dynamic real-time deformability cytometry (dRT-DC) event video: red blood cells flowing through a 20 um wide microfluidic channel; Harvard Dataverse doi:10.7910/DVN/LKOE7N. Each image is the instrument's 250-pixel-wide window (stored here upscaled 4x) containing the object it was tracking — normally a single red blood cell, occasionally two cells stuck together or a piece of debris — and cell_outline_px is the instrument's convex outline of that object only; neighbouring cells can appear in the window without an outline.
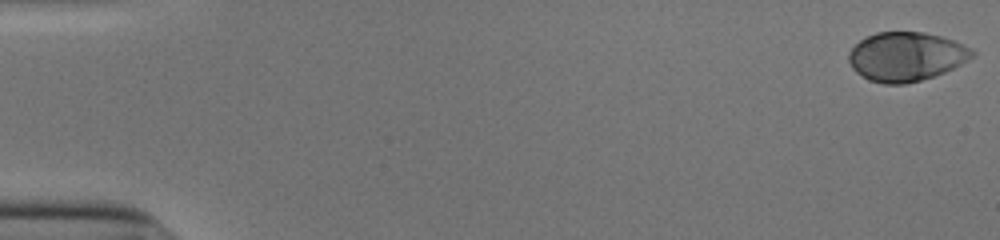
{"species": "human", "species_latin": "Homo sapiens", "temperature_condition": "cold", "stored_images_in_passage": 45, "camera_frame_rate_fps": 3000, "um_per_image_px": 0.085, "donor": {"sex": "male"}, "frame": {"image": 1, "passage_image": 1, "time_ms": 0.0, "image_size_px": [1000, 240], "cell_outline_px": [[976, 56], [944, 72], [920, 80], [904, 84], [884, 84], [868, 80], [856, 72], [852, 68], [848, 60], [848, 52], [860, 40], [876, 32], [924, 32], [940, 36], [964, 44], [972, 48], [976, 52]], "centroid_in_image_um": [77.02, 4.81], "position_along_channel_um": 8.0, "area_um2": 35.32}}
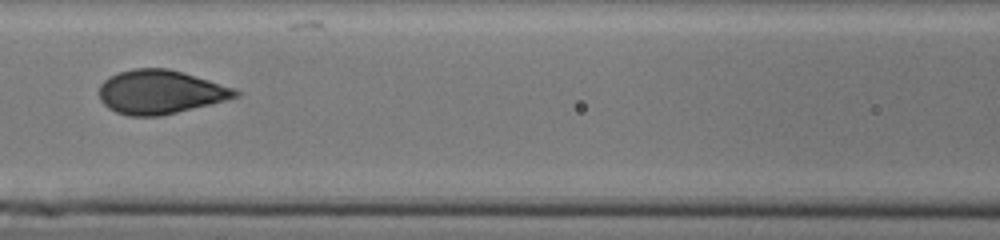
{"frame": {"image": 2, "passage_image": 25, "time_ms": 8.0, "image_size_px": [1000, 240], "cell_outline_px": [[240, 96], [160, 116], [128, 116], [116, 112], [108, 108], [100, 100], [100, 84], [104, 80], [120, 72], [132, 68], [168, 68], [236, 88], [240, 92]], "centroid_in_image_um": [13.61, 7.82], "position_along_channel_um": 153.0, "area_um2": 34.51}}
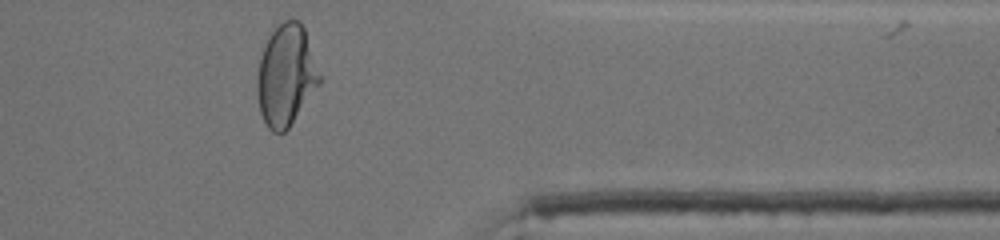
{"frame": {"image": 3, "passage_image": 44, "time_ms": 14.333, "image_size_px": [1000, 240], "cell_outline_px": [[324, 80], [288, 128], [284, 132], [272, 132], [268, 128], [260, 112], [256, 92], [256, 76], [260, 60], [268, 36], [284, 20], [300, 20], [304, 28]], "centroid_in_image_um": [24.34, 6.42], "position_along_channel_um": 387.1, "area_um2": 37.11}, "authors_computed_cell_mechanics": {"area_um2": 35.0846, "velocity_mm_per_s": 3.9019, "shape_relaxation_time_tau1_ms": 3.6562, "shape_relaxation_time_tau2_ms": null, "deformation_change_tau1": 0.1981, "deformation_change_tau2": null}}